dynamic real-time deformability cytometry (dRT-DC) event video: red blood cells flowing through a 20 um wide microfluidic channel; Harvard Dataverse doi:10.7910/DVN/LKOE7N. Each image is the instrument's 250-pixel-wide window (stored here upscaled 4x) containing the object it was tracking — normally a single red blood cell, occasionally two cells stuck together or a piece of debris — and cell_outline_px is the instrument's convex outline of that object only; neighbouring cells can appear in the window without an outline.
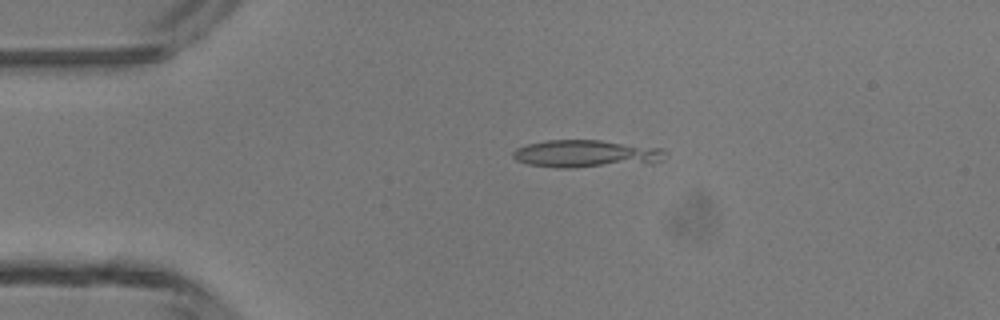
{"species": "common noctule bat (a hibernating species)", "species_latin": "Nyctalus noctula", "temperature_condition": "room temperature", "stored_images_in_passage": 2, "camera_frame_rate_fps": 3000, "um_per_image_px": 0.085, "animal": {"sex": "male", "body_mass_g": 13.3}, "frame": {"image": 1, "passage_image": 1, "time_ms": 0.0, "image_size_px": [1000, 320], "cell_outline_px": [[668, 156], [664, 160], [652, 164], [572, 168], [556, 168], [528, 164], [516, 160], [512, 156], [512, 152], [516, 148], [528, 144], [548, 140], [600, 140], [664, 148], [668, 152]], "centroid_in_image_um": [49.93, 13.09], "position_along_channel_um": 35.1, "area_um2": 25.14}}